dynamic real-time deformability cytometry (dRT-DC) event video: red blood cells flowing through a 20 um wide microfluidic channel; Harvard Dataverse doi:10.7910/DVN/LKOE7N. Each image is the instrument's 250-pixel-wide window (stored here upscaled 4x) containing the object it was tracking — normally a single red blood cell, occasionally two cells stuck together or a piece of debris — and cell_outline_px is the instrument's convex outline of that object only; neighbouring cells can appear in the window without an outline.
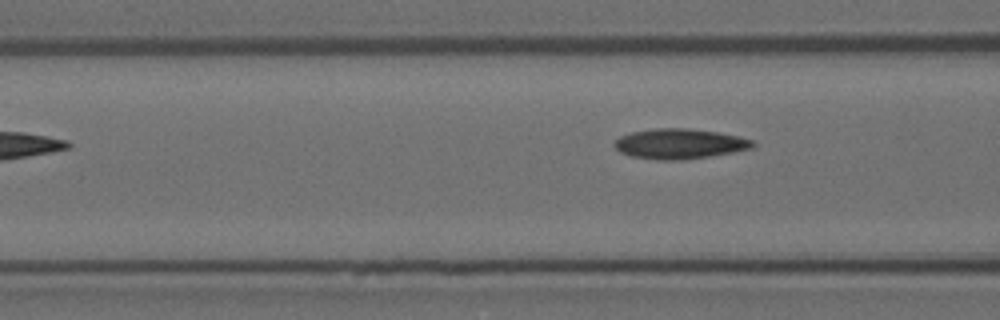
{"species": "Egyptian fruit bat (a non-hibernating species)", "species_latin": "Rousettus aegyptiacus", "temperature_condition": "room temperature", "stored_images_in_passage": 5, "camera_frame_rate_fps": 3000, "um_per_image_px": 0.085, "animal": {"sex": "female"}, "frame": {"image": 1, "passage_image": 5, "time_ms": 1.333, "image_size_px": [1000, 320], "cell_outline_px": [[756, 144], [752, 148], [732, 152], [684, 160], [656, 160], [632, 156], [620, 152], [612, 144], [620, 136], [632, 132], [656, 128], [684, 128], [716, 132], [740, 136], [752, 140]], "centroid_in_image_um": [57.75, 12.22], "position_along_channel_um": 108.8, "area_um2": 24.16}}